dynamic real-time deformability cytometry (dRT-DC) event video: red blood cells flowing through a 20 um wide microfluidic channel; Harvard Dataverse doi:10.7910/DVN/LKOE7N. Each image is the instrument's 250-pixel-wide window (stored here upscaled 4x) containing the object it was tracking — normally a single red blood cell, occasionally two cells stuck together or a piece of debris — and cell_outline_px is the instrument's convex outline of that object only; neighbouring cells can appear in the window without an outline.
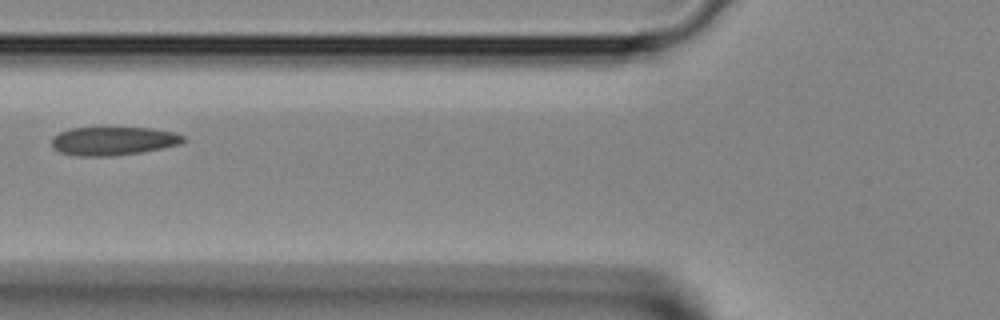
{"species": "Egyptian fruit bat (a non-hibernating species)", "species_latin": "Rousettus aegyptiacus", "temperature_condition": "room temperature", "stored_images_in_passage": 2, "camera_frame_rate_fps": 3000, "um_per_image_px": 0.085, "animal": {"sex": "female"}, "frame": {"image": 1, "passage_image": 2, "time_ms": 0.333, "image_size_px": [1000, 320], "cell_outline_px": [[188, 140], [180, 144], [140, 152], [112, 156], [76, 156], [60, 152], [52, 148], [52, 136], [60, 132], [72, 128], [152, 128], [172, 132], [184, 136]], "centroid_in_image_um": [9.61, 11.98], "position_along_channel_um": 116.2, "area_um2": 21.79}}